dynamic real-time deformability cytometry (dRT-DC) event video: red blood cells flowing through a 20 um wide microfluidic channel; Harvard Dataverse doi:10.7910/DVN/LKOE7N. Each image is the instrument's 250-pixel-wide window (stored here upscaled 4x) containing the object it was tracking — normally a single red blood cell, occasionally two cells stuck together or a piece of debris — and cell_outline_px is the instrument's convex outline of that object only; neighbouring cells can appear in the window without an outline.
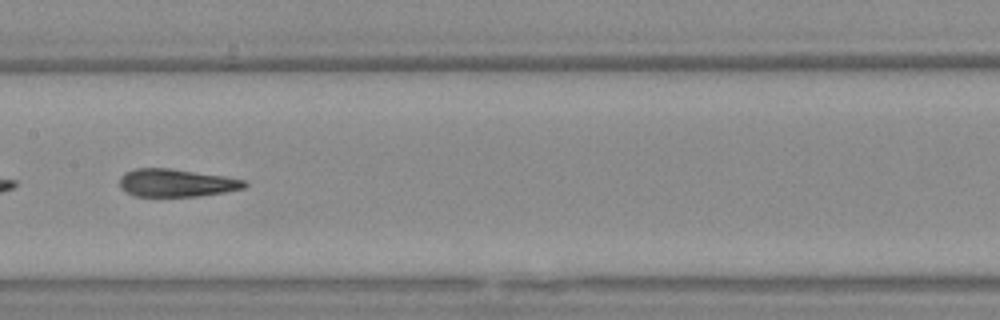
{"species": "Egyptian fruit bat (a non-hibernating species)", "species_latin": "Rousettus aegyptiacus", "temperature_condition": "warm", "stored_images_in_passage": 24, "camera_frame_rate_fps": 3000, "um_per_image_px": 0.085, "animal": {"sex": "female"}, "frame": {"image": 1, "passage_image": 14, "time_ms": 4.333, "image_size_px": [1000, 320], "cell_outline_px": [[248, 184], [244, 188], [224, 192], [200, 196], [136, 196], [128, 192], [120, 184], [120, 176], [124, 172], [136, 168], [172, 168], [224, 176], [244, 180]], "centroid_in_image_um": [15.0, 15.53], "position_along_channel_um": 192.4, "area_um2": 20.11}}